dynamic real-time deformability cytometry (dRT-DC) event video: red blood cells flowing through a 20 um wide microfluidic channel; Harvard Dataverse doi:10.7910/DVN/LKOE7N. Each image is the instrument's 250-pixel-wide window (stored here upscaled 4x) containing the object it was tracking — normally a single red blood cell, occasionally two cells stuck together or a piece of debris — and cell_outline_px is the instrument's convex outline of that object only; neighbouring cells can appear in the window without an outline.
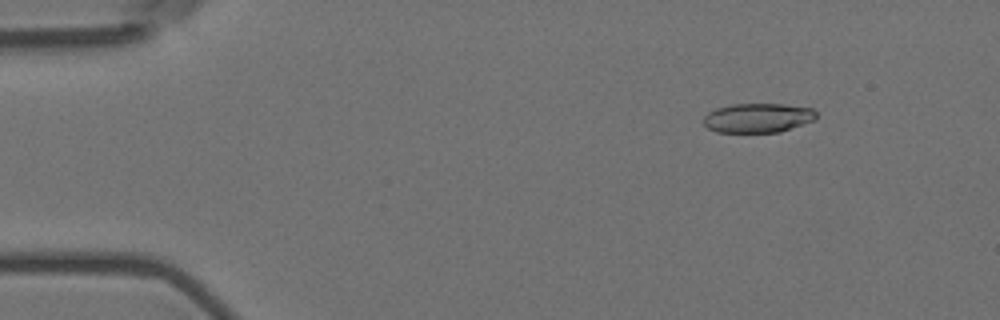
{"species": "Egyptian fruit bat (a non-hibernating species)", "species_latin": "Rousettus aegyptiacus", "temperature_condition": "room temperature", "stored_images_in_passage": 56, "camera_frame_rate_fps": 3000, "um_per_image_px": 0.085, "animal": {"sex": "female"}, "frame": {"image": 1, "passage_image": 7, "time_ms": 2.0, "image_size_px": [1000, 320], "cell_outline_px": [[816, 120], [780, 132], [716, 132], [708, 128], [704, 124], [704, 116], [708, 112], [716, 108], [732, 104], [784, 104], [812, 108], [816, 112]], "centroid_in_image_um": [64.43, 10.02], "position_along_channel_um": 20.6, "area_um2": 19.36}}
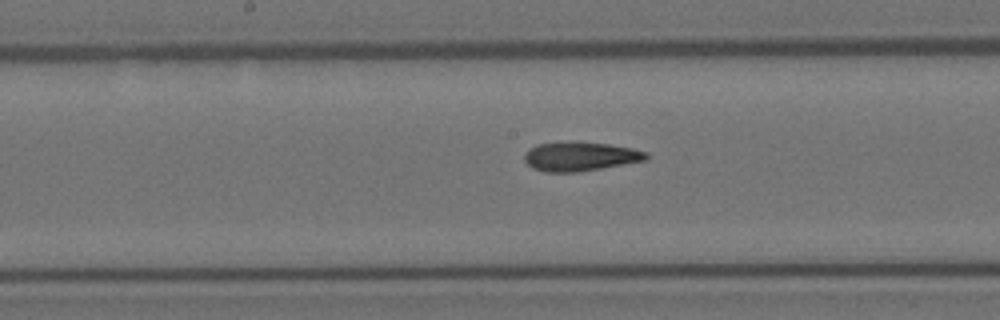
{"frame": {"image": 2, "passage_image": 29, "time_ms": 9.333, "image_size_px": [1000, 320], "cell_outline_px": [[648, 160], [576, 172], [544, 172], [532, 168], [524, 160], [524, 156], [528, 148], [536, 144], [608, 144], [632, 148], [648, 152]], "centroid_in_image_um": [49.33, 13.34], "position_along_channel_um": 198.9, "area_um2": 19.94}}
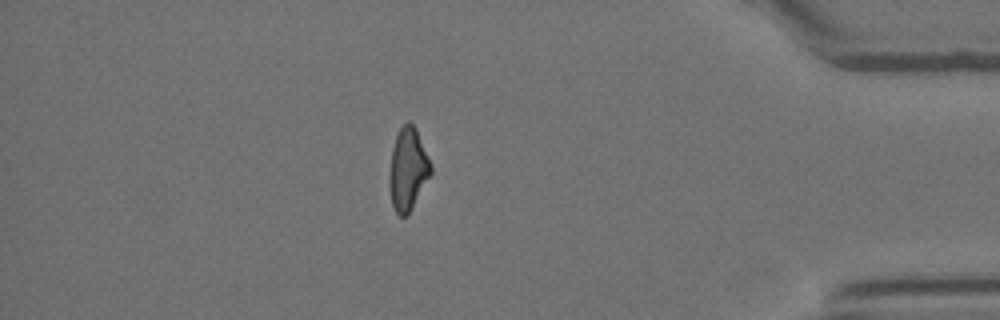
{"frame": {"image": 3, "passage_image": 49, "time_ms": 16.0, "image_size_px": [1000, 320], "cell_outline_px": [[432, 172], [408, 216], [400, 216], [396, 212], [392, 204], [388, 184], [388, 176], [392, 148], [396, 136], [400, 128], [408, 120], [416, 128], [432, 164]], "centroid_in_image_um": [34.67, 14.39], "position_along_channel_um": 400.5, "area_um2": 20.11}, "authors_computed_cell_mechanics": {"area_um2": 20.4034, "velocity_mm_per_s": 3.6065, "shape_relaxation_time_tau1_ms": null, "shape_relaxation_time_tau2_ms": 3.5012, "deformation_change_tau1": null, "deformation_change_tau2": 0.1347}}